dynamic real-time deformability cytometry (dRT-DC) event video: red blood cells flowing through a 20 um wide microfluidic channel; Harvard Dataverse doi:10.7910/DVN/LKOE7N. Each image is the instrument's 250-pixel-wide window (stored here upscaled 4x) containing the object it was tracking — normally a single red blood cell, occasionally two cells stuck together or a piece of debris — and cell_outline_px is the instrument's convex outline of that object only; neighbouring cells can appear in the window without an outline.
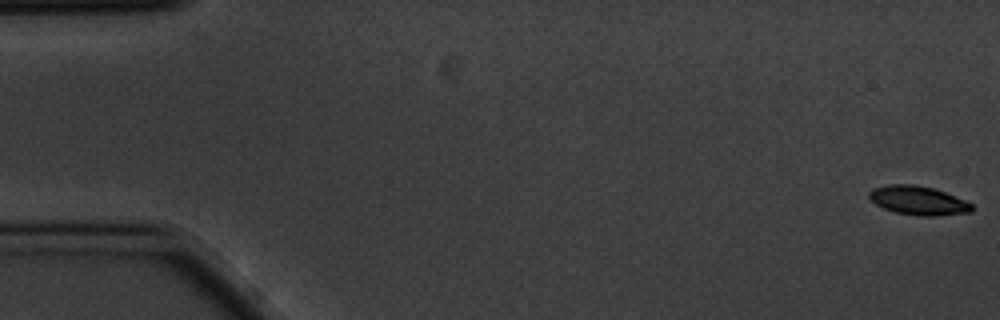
{"species": "common noctule bat (a hibernating species)", "species_latin": "Nyctalus noctula", "temperature_condition": "cold", "stored_images_in_passage": 8, "camera_frame_rate_fps": 3000, "um_per_image_px": 0.085, "animal": {"sex": "male", "body_mass_g": 20.1, "forearm_length_mm": 53.5}, "frame": {"image": 1, "passage_image": 1, "time_ms": 0.0, "image_size_px": [1000, 320], "cell_outline_px": [[972, 212], [936, 216], [916, 216], [896, 212], [884, 208], [876, 204], [868, 196], [868, 192], [872, 188], [888, 184], [912, 184], [932, 188], [944, 192], [964, 200], [972, 204]], "centroid_in_image_um": [78.02, 17.04], "position_along_channel_um": 7.0, "area_um2": 17.22}}
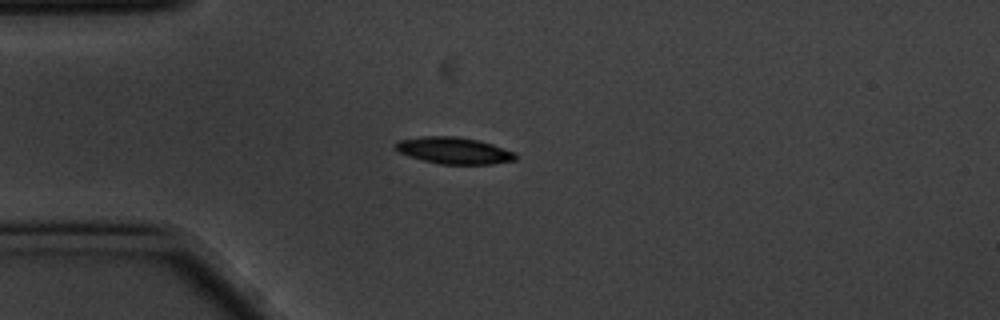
{"frame": {"image": 2, "passage_image": 5, "time_ms": 1.333, "image_size_px": [1000, 320], "cell_outline_px": [[516, 160], [492, 164], [440, 164], [408, 156], [392, 148], [400, 140], [424, 136], [456, 136], [476, 140], [492, 144], [516, 152]], "centroid_in_image_um": [38.59, 12.8], "position_along_channel_um": 46.4, "area_um2": 18.55}}